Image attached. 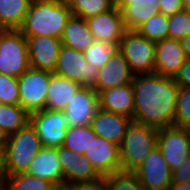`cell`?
I'll use <instances>...</instances> for the list:
<instances>
[{
  "label": "cell",
  "instance_id": "3",
  "mask_svg": "<svg viewBox=\"0 0 190 190\" xmlns=\"http://www.w3.org/2000/svg\"><path fill=\"white\" fill-rule=\"evenodd\" d=\"M158 129L132 121L119 145L122 172H134L157 147Z\"/></svg>",
  "mask_w": 190,
  "mask_h": 190
},
{
  "label": "cell",
  "instance_id": "4",
  "mask_svg": "<svg viewBox=\"0 0 190 190\" xmlns=\"http://www.w3.org/2000/svg\"><path fill=\"white\" fill-rule=\"evenodd\" d=\"M42 147L40 138L30 122L16 133L9 135L5 147L7 175L26 173Z\"/></svg>",
  "mask_w": 190,
  "mask_h": 190
},
{
  "label": "cell",
  "instance_id": "8",
  "mask_svg": "<svg viewBox=\"0 0 190 190\" xmlns=\"http://www.w3.org/2000/svg\"><path fill=\"white\" fill-rule=\"evenodd\" d=\"M56 75L77 81L85 87H93L98 68L89 64L84 52L62 45L54 72Z\"/></svg>",
  "mask_w": 190,
  "mask_h": 190
},
{
  "label": "cell",
  "instance_id": "2",
  "mask_svg": "<svg viewBox=\"0 0 190 190\" xmlns=\"http://www.w3.org/2000/svg\"><path fill=\"white\" fill-rule=\"evenodd\" d=\"M71 15L70 5L57 0H32L19 31L25 37L46 36L61 40Z\"/></svg>",
  "mask_w": 190,
  "mask_h": 190
},
{
  "label": "cell",
  "instance_id": "22",
  "mask_svg": "<svg viewBox=\"0 0 190 190\" xmlns=\"http://www.w3.org/2000/svg\"><path fill=\"white\" fill-rule=\"evenodd\" d=\"M82 87L77 81L52 73L45 109L63 111L73 95Z\"/></svg>",
  "mask_w": 190,
  "mask_h": 190
},
{
  "label": "cell",
  "instance_id": "38",
  "mask_svg": "<svg viewBox=\"0 0 190 190\" xmlns=\"http://www.w3.org/2000/svg\"><path fill=\"white\" fill-rule=\"evenodd\" d=\"M160 13L166 16H172L177 12L184 10L183 0H160Z\"/></svg>",
  "mask_w": 190,
  "mask_h": 190
},
{
  "label": "cell",
  "instance_id": "25",
  "mask_svg": "<svg viewBox=\"0 0 190 190\" xmlns=\"http://www.w3.org/2000/svg\"><path fill=\"white\" fill-rule=\"evenodd\" d=\"M32 0H0V23L7 30H19Z\"/></svg>",
  "mask_w": 190,
  "mask_h": 190
},
{
  "label": "cell",
  "instance_id": "20",
  "mask_svg": "<svg viewBox=\"0 0 190 190\" xmlns=\"http://www.w3.org/2000/svg\"><path fill=\"white\" fill-rule=\"evenodd\" d=\"M132 121V118L125 115L115 114L99 108L90 126L97 136L119 146Z\"/></svg>",
  "mask_w": 190,
  "mask_h": 190
},
{
  "label": "cell",
  "instance_id": "39",
  "mask_svg": "<svg viewBox=\"0 0 190 190\" xmlns=\"http://www.w3.org/2000/svg\"><path fill=\"white\" fill-rule=\"evenodd\" d=\"M174 81L182 87H190V59H186L179 72L175 75Z\"/></svg>",
  "mask_w": 190,
  "mask_h": 190
},
{
  "label": "cell",
  "instance_id": "7",
  "mask_svg": "<svg viewBox=\"0 0 190 190\" xmlns=\"http://www.w3.org/2000/svg\"><path fill=\"white\" fill-rule=\"evenodd\" d=\"M52 73L30 67L18 78L20 105L29 114L45 109Z\"/></svg>",
  "mask_w": 190,
  "mask_h": 190
},
{
  "label": "cell",
  "instance_id": "21",
  "mask_svg": "<svg viewBox=\"0 0 190 190\" xmlns=\"http://www.w3.org/2000/svg\"><path fill=\"white\" fill-rule=\"evenodd\" d=\"M98 97L100 109L133 119L134 90L132 83L101 91Z\"/></svg>",
  "mask_w": 190,
  "mask_h": 190
},
{
  "label": "cell",
  "instance_id": "36",
  "mask_svg": "<svg viewBox=\"0 0 190 190\" xmlns=\"http://www.w3.org/2000/svg\"><path fill=\"white\" fill-rule=\"evenodd\" d=\"M65 190H109L107 178L101 176L98 179L86 182L73 183L64 188Z\"/></svg>",
  "mask_w": 190,
  "mask_h": 190
},
{
  "label": "cell",
  "instance_id": "37",
  "mask_svg": "<svg viewBox=\"0 0 190 190\" xmlns=\"http://www.w3.org/2000/svg\"><path fill=\"white\" fill-rule=\"evenodd\" d=\"M172 183H190V155L180 167L172 171Z\"/></svg>",
  "mask_w": 190,
  "mask_h": 190
},
{
  "label": "cell",
  "instance_id": "45",
  "mask_svg": "<svg viewBox=\"0 0 190 190\" xmlns=\"http://www.w3.org/2000/svg\"><path fill=\"white\" fill-rule=\"evenodd\" d=\"M184 10L190 13V0H183Z\"/></svg>",
  "mask_w": 190,
  "mask_h": 190
},
{
  "label": "cell",
  "instance_id": "12",
  "mask_svg": "<svg viewBox=\"0 0 190 190\" xmlns=\"http://www.w3.org/2000/svg\"><path fill=\"white\" fill-rule=\"evenodd\" d=\"M99 109L98 93L93 87L82 86L63 110L69 127L90 125Z\"/></svg>",
  "mask_w": 190,
  "mask_h": 190
},
{
  "label": "cell",
  "instance_id": "33",
  "mask_svg": "<svg viewBox=\"0 0 190 190\" xmlns=\"http://www.w3.org/2000/svg\"><path fill=\"white\" fill-rule=\"evenodd\" d=\"M190 35V13L185 10L169 16L168 38L182 40Z\"/></svg>",
  "mask_w": 190,
  "mask_h": 190
},
{
  "label": "cell",
  "instance_id": "29",
  "mask_svg": "<svg viewBox=\"0 0 190 190\" xmlns=\"http://www.w3.org/2000/svg\"><path fill=\"white\" fill-rule=\"evenodd\" d=\"M4 190H58L49 181L33 177L26 173L8 175Z\"/></svg>",
  "mask_w": 190,
  "mask_h": 190
},
{
  "label": "cell",
  "instance_id": "30",
  "mask_svg": "<svg viewBox=\"0 0 190 190\" xmlns=\"http://www.w3.org/2000/svg\"><path fill=\"white\" fill-rule=\"evenodd\" d=\"M112 8H114V0H74L70 5L72 15L85 20Z\"/></svg>",
  "mask_w": 190,
  "mask_h": 190
},
{
  "label": "cell",
  "instance_id": "34",
  "mask_svg": "<svg viewBox=\"0 0 190 190\" xmlns=\"http://www.w3.org/2000/svg\"><path fill=\"white\" fill-rule=\"evenodd\" d=\"M0 103L20 105L18 78L0 73Z\"/></svg>",
  "mask_w": 190,
  "mask_h": 190
},
{
  "label": "cell",
  "instance_id": "28",
  "mask_svg": "<svg viewBox=\"0 0 190 190\" xmlns=\"http://www.w3.org/2000/svg\"><path fill=\"white\" fill-rule=\"evenodd\" d=\"M168 24L169 16L159 12L143 22L135 30L143 37L156 43L168 38Z\"/></svg>",
  "mask_w": 190,
  "mask_h": 190
},
{
  "label": "cell",
  "instance_id": "19",
  "mask_svg": "<svg viewBox=\"0 0 190 190\" xmlns=\"http://www.w3.org/2000/svg\"><path fill=\"white\" fill-rule=\"evenodd\" d=\"M26 174L49 181L58 190L64 189V176L58 159V149L42 147Z\"/></svg>",
  "mask_w": 190,
  "mask_h": 190
},
{
  "label": "cell",
  "instance_id": "5",
  "mask_svg": "<svg viewBox=\"0 0 190 190\" xmlns=\"http://www.w3.org/2000/svg\"><path fill=\"white\" fill-rule=\"evenodd\" d=\"M118 49L122 52L134 75L154 73L155 42L143 37L136 30H126Z\"/></svg>",
  "mask_w": 190,
  "mask_h": 190
},
{
  "label": "cell",
  "instance_id": "42",
  "mask_svg": "<svg viewBox=\"0 0 190 190\" xmlns=\"http://www.w3.org/2000/svg\"><path fill=\"white\" fill-rule=\"evenodd\" d=\"M168 190H190V183H172Z\"/></svg>",
  "mask_w": 190,
  "mask_h": 190
},
{
  "label": "cell",
  "instance_id": "10",
  "mask_svg": "<svg viewBox=\"0 0 190 190\" xmlns=\"http://www.w3.org/2000/svg\"><path fill=\"white\" fill-rule=\"evenodd\" d=\"M30 123L35 128L43 147L58 149L64 143L67 118L63 111L40 110L30 114Z\"/></svg>",
  "mask_w": 190,
  "mask_h": 190
},
{
  "label": "cell",
  "instance_id": "14",
  "mask_svg": "<svg viewBox=\"0 0 190 190\" xmlns=\"http://www.w3.org/2000/svg\"><path fill=\"white\" fill-rule=\"evenodd\" d=\"M84 156L100 176L121 171L119 146L102 137H92L91 145Z\"/></svg>",
  "mask_w": 190,
  "mask_h": 190
},
{
  "label": "cell",
  "instance_id": "44",
  "mask_svg": "<svg viewBox=\"0 0 190 190\" xmlns=\"http://www.w3.org/2000/svg\"><path fill=\"white\" fill-rule=\"evenodd\" d=\"M8 136L9 135L0 127V148L5 149Z\"/></svg>",
  "mask_w": 190,
  "mask_h": 190
},
{
  "label": "cell",
  "instance_id": "46",
  "mask_svg": "<svg viewBox=\"0 0 190 190\" xmlns=\"http://www.w3.org/2000/svg\"><path fill=\"white\" fill-rule=\"evenodd\" d=\"M6 28L0 23V39L2 37V35L6 32Z\"/></svg>",
  "mask_w": 190,
  "mask_h": 190
},
{
  "label": "cell",
  "instance_id": "24",
  "mask_svg": "<svg viewBox=\"0 0 190 190\" xmlns=\"http://www.w3.org/2000/svg\"><path fill=\"white\" fill-rule=\"evenodd\" d=\"M160 0H133L121 12L127 30H135L160 12Z\"/></svg>",
  "mask_w": 190,
  "mask_h": 190
},
{
  "label": "cell",
  "instance_id": "35",
  "mask_svg": "<svg viewBox=\"0 0 190 190\" xmlns=\"http://www.w3.org/2000/svg\"><path fill=\"white\" fill-rule=\"evenodd\" d=\"M175 126L190 128V87L179 86Z\"/></svg>",
  "mask_w": 190,
  "mask_h": 190
},
{
  "label": "cell",
  "instance_id": "41",
  "mask_svg": "<svg viewBox=\"0 0 190 190\" xmlns=\"http://www.w3.org/2000/svg\"><path fill=\"white\" fill-rule=\"evenodd\" d=\"M183 50L187 59H190V35L181 40Z\"/></svg>",
  "mask_w": 190,
  "mask_h": 190
},
{
  "label": "cell",
  "instance_id": "1",
  "mask_svg": "<svg viewBox=\"0 0 190 190\" xmlns=\"http://www.w3.org/2000/svg\"><path fill=\"white\" fill-rule=\"evenodd\" d=\"M133 121L156 129L175 126L179 85L158 73L135 75Z\"/></svg>",
  "mask_w": 190,
  "mask_h": 190
},
{
  "label": "cell",
  "instance_id": "27",
  "mask_svg": "<svg viewBox=\"0 0 190 190\" xmlns=\"http://www.w3.org/2000/svg\"><path fill=\"white\" fill-rule=\"evenodd\" d=\"M96 136L90 125L69 127L62 146L76 154L84 155L91 145L92 137Z\"/></svg>",
  "mask_w": 190,
  "mask_h": 190
},
{
  "label": "cell",
  "instance_id": "47",
  "mask_svg": "<svg viewBox=\"0 0 190 190\" xmlns=\"http://www.w3.org/2000/svg\"><path fill=\"white\" fill-rule=\"evenodd\" d=\"M57 1H59L63 4H66V5H71L74 0H57Z\"/></svg>",
  "mask_w": 190,
  "mask_h": 190
},
{
  "label": "cell",
  "instance_id": "43",
  "mask_svg": "<svg viewBox=\"0 0 190 190\" xmlns=\"http://www.w3.org/2000/svg\"><path fill=\"white\" fill-rule=\"evenodd\" d=\"M133 0H114V7L122 11L127 5L132 4Z\"/></svg>",
  "mask_w": 190,
  "mask_h": 190
},
{
  "label": "cell",
  "instance_id": "18",
  "mask_svg": "<svg viewBox=\"0 0 190 190\" xmlns=\"http://www.w3.org/2000/svg\"><path fill=\"white\" fill-rule=\"evenodd\" d=\"M154 72L161 76L175 77L186 61L181 40L166 38L156 42Z\"/></svg>",
  "mask_w": 190,
  "mask_h": 190
},
{
  "label": "cell",
  "instance_id": "11",
  "mask_svg": "<svg viewBox=\"0 0 190 190\" xmlns=\"http://www.w3.org/2000/svg\"><path fill=\"white\" fill-rule=\"evenodd\" d=\"M145 190H168L172 184L171 170L158 147L133 172Z\"/></svg>",
  "mask_w": 190,
  "mask_h": 190
},
{
  "label": "cell",
  "instance_id": "13",
  "mask_svg": "<svg viewBox=\"0 0 190 190\" xmlns=\"http://www.w3.org/2000/svg\"><path fill=\"white\" fill-rule=\"evenodd\" d=\"M95 41H103L118 46L125 28L122 12L114 7L109 11L86 19Z\"/></svg>",
  "mask_w": 190,
  "mask_h": 190
},
{
  "label": "cell",
  "instance_id": "15",
  "mask_svg": "<svg viewBox=\"0 0 190 190\" xmlns=\"http://www.w3.org/2000/svg\"><path fill=\"white\" fill-rule=\"evenodd\" d=\"M134 77L125 57L117 48L110 60L98 70L97 81L93 88L99 94L106 89L131 84Z\"/></svg>",
  "mask_w": 190,
  "mask_h": 190
},
{
  "label": "cell",
  "instance_id": "26",
  "mask_svg": "<svg viewBox=\"0 0 190 190\" xmlns=\"http://www.w3.org/2000/svg\"><path fill=\"white\" fill-rule=\"evenodd\" d=\"M30 122V114L21 105L0 103V127L8 134L16 133Z\"/></svg>",
  "mask_w": 190,
  "mask_h": 190
},
{
  "label": "cell",
  "instance_id": "32",
  "mask_svg": "<svg viewBox=\"0 0 190 190\" xmlns=\"http://www.w3.org/2000/svg\"><path fill=\"white\" fill-rule=\"evenodd\" d=\"M109 190H145L133 172H117L105 176Z\"/></svg>",
  "mask_w": 190,
  "mask_h": 190
},
{
  "label": "cell",
  "instance_id": "6",
  "mask_svg": "<svg viewBox=\"0 0 190 190\" xmlns=\"http://www.w3.org/2000/svg\"><path fill=\"white\" fill-rule=\"evenodd\" d=\"M29 68L27 38L19 30H6L0 39V73L19 78Z\"/></svg>",
  "mask_w": 190,
  "mask_h": 190
},
{
  "label": "cell",
  "instance_id": "40",
  "mask_svg": "<svg viewBox=\"0 0 190 190\" xmlns=\"http://www.w3.org/2000/svg\"><path fill=\"white\" fill-rule=\"evenodd\" d=\"M7 176L5 168V149L0 148V187H4Z\"/></svg>",
  "mask_w": 190,
  "mask_h": 190
},
{
  "label": "cell",
  "instance_id": "9",
  "mask_svg": "<svg viewBox=\"0 0 190 190\" xmlns=\"http://www.w3.org/2000/svg\"><path fill=\"white\" fill-rule=\"evenodd\" d=\"M157 147L171 172L190 155V128L170 126L158 129Z\"/></svg>",
  "mask_w": 190,
  "mask_h": 190
},
{
  "label": "cell",
  "instance_id": "17",
  "mask_svg": "<svg viewBox=\"0 0 190 190\" xmlns=\"http://www.w3.org/2000/svg\"><path fill=\"white\" fill-rule=\"evenodd\" d=\"M26 38L30 67L54 72L63 45L61 40L46 36Z\"/></svg>",
  "mask_w": 190,
  "mask_h": 190
},
{
  "label": "cell",
  "instance_id": "23",
  "mask_svg": "<svg viewBox=\"0 0 190 190\" xmlns=\"http://www.w3.org/2000/svg\"><path fill=\"white\" fill-rule=\"evenodd\" d=\"M94 41L86 20L79 16L71 15L62 34V44L84 52Z\"/></svg>",
  "mask_w": 190,
  "mask_h": 190
},
{
  "label": "cell",
  "instance_id": "31",
  "mask_svg": "<svg viewBox=\"0 0 190 190\" xmlns=\"http://www.w3.org/2000/svg\"><path fill=\"white\" fill-rule=\"evenodd\" d=\"M118 46L103 42L94 41L89 48L84 51V55L89 64L101 69L111 58Z\"/></svg>",
  "mask_w": 190,
  "mask_h": 190
},
{
  "label": "cell",
  "instance_id": "16",
  "mask_svg": "<svg viewBox=\"0 0 190 190\" xmlns=\"http://www.w3.org/2000/svg\"><path fill=\"white\" fill-rule=\"evenodd\" d=\"M58 159L62 166L64 188L73 183L86 182L101 177L91 162L84 156L64 148H58Z\"/></svg>",
  "mask_w": 190,
  "mask_h": 190
}]
</instances>
